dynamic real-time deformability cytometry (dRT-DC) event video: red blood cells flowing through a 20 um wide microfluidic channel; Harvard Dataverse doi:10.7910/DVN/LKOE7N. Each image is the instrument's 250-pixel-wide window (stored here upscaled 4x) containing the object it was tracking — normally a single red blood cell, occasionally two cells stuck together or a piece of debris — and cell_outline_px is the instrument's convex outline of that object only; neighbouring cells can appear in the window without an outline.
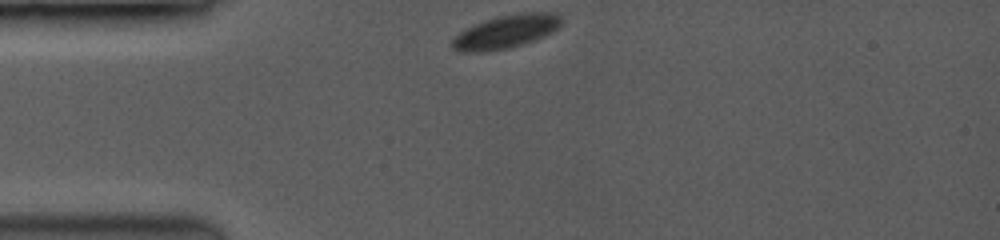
{"species": "common noctule bat (a hibernating species)", "species_latin": "Nyctalus noctula", "temperature_condition": "room temperature", "stored_images_in_passage": 11, "camera_frame_rate_fps": 3500, "um_per_image_px": 0.085, "animal": {"sex": "female", "body_mass_g": 19.0, "forearm_length_mm": 53.3}, "frame": {"image": 1, "passage_image": 1, "time_ms": 0.0, "image_size_px": [1000, 240], "cell_outline_px": [[564, 20], [556, 28], [532, 40], [520, 44], [504, 48], [468, 52], [460, 52], [452, 48], [452, 40], [464, 28], [484, 20], [496, 16], [520, 12], [556, 12]], "centroid_in_image_um": [42.98, 2.64], "position_along_channel_um": 42.0, "area_um2": 20.69}}